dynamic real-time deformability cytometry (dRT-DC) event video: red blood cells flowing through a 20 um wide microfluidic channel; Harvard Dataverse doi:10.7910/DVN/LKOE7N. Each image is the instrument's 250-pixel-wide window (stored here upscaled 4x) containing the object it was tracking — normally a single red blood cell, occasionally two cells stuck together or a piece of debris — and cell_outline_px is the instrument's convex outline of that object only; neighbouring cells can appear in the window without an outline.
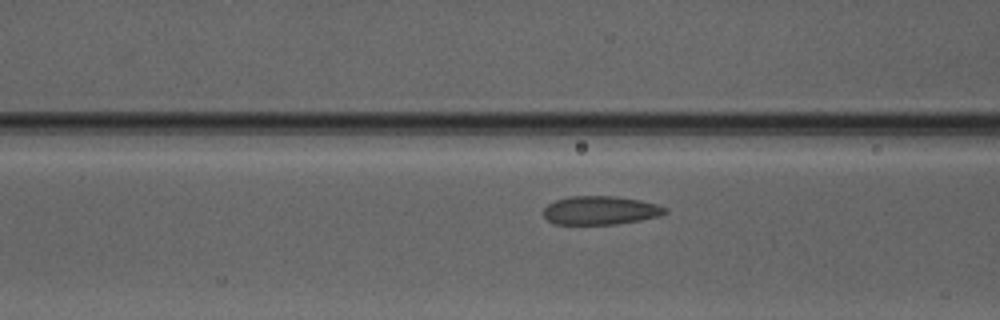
{"species": "Egyptian fruit bat (a non-hibernating species)", "species_latin": "Rousettus aegyptiacus", "temperature_condition": "warm", "stored_images_in_passage": 34, "camera_frame_rate_fps": 3000, "um_per_image_px": 0.085, "animal": {"sex": "male"}, "frame": {"image": 1, "passage_image": 4, "time_ms": 1.0, "image_size_px": [1000, 320], "cell_outline_px": [[668, 212], [660, 216], [640, 220], [616, 224], [552, 224], [544, 216], [544, 208], [548, 204], [556, 200], [568, 196], [616, 196], [640, 200], [656, 204], [668, 208]], "centroid_in_image_um": [51.04, 17.88], "position_along_channel_um": 115.6, "area_um2": 20.35}}
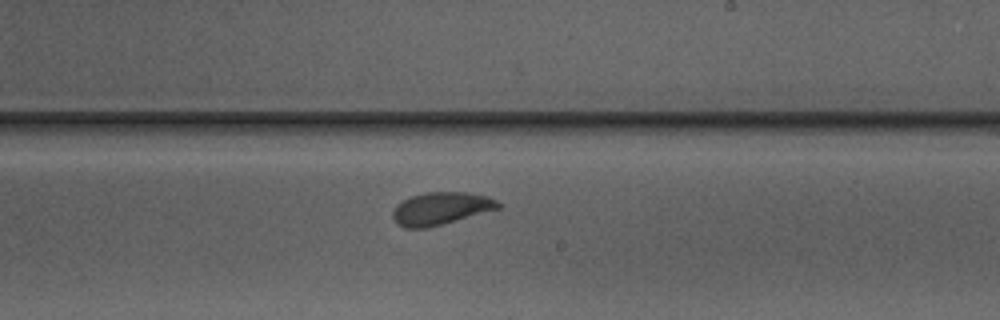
{"frame": {"image": 2, "passage_image": 14, "time_ms": 4.333, "image_size_px": [1000, 320], "cell_outline_px": [[504, 204], [500, 208], [428, 228], [404, 228], [396, 224], [392, 216], [392, 212], [396, 204], [412, 196], [428, 192], [468, 192], [488, 196]], "centroid_in_image_um": [37.48, 17.72], "position_along_channel_um": 251.5, "area_um2": 20.11}}
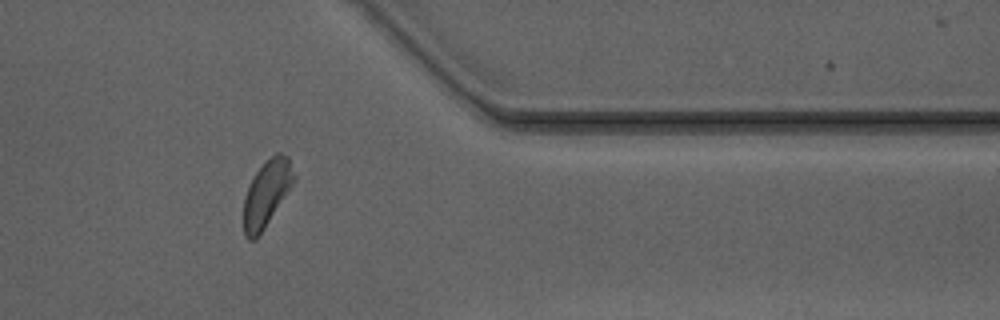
{"frame": {"image": 3, "passage_image": 25, "time_ms": 8.0, "image_size_px": [1000, 320], "cell_outline_px": [[296, 180], [256, 240], [248, 240], [244, 236], [244, 196], [256, 172], [276, 152], [280, 152], [288, 156], [296, 176]], "centroid_in_image_um": [22.68, 16.45], "position_along_channel_um": 388.7, "area_um2": 19.19}, "authors_computed_cell_mechanics": {"area_um2": 19.9988, "velocity_mm_per_s": 4.0804, "shape_relaxation_time_tau1_ms": 2.7427, "shape_relaxation_time_tau2_ms": null, "deformation_change_tau1": 0.1022, "deformation_change_tau2": null}}